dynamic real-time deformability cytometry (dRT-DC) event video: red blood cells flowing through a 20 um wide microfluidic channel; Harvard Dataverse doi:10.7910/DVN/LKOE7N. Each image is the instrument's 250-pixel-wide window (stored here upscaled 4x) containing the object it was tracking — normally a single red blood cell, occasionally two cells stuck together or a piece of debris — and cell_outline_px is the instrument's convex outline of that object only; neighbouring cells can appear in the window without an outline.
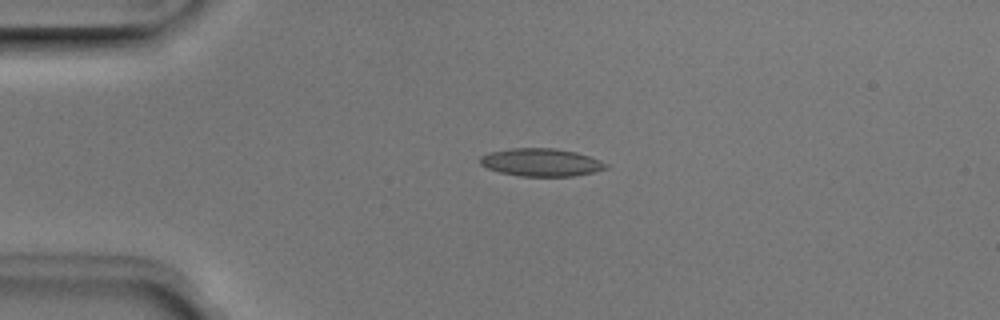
{"species": "Egyptian fruit bat (a non-hibernating species)", "species_latin": "Rousettus aegyptiacus", "temperature_condition": "room temperature", "stored_images_in_passage": 5, "camera_frame_rate_fps": 3000, "um_per_image_px": 0.085, "animal": {"sex": "male"}, "frame": {"image": 1, "passage_image": 4, "time_ms": 1.0, "image_size_px": [1000, 320], "cell_outline_px": [[608, 168], [592, 172], [572, 176], [520, 176], [500, 172], [488, 168], [480, 164], [480, 156], [488, 152], [512, 148], [556, 148], [576, 152], [600, 160], [608, 164]], "centroid_in_image_um": [45.98, 13.79], "position_along_channel_um": 39.0, "area_um2": 20.35}}